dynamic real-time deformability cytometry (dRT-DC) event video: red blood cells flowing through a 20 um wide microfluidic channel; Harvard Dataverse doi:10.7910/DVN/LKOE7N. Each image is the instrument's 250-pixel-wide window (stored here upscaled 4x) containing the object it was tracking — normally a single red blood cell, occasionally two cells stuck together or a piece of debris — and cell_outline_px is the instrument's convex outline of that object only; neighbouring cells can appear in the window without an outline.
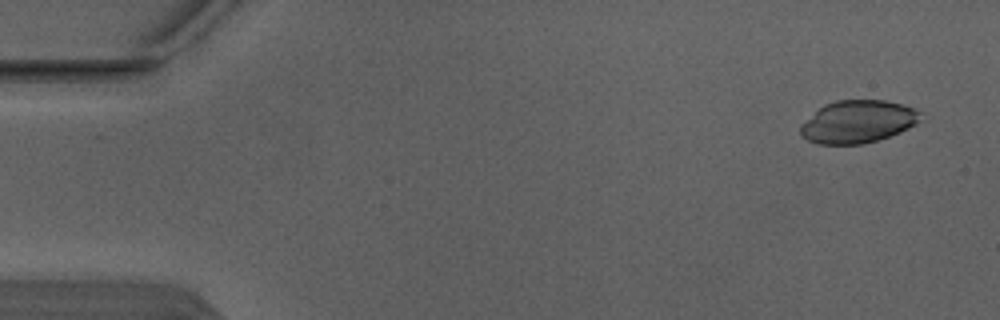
{"species": "Egyptian fruit bat (a non-hibernating species)", "species_latin": "Rousettus aegyptiacus", "temperature_condition": "warm", "stored_images_in_passage": 3, "camera_frame_rate_fps": 3000, "um_per_image_px": 0.085, "animal": {"sex": "male"}, "frame": {"image": 1, "passage_image": 1, "time_ms": 0.0, "image_size_px": [1000, 320], "cell_outline_px": [[920, 112], [916, 124], [900, 132], [876, 140], [860, 144], [816, 144], [800, 136], [800, 124], [824, 104], [836, 100], [884, 100], [916, 108]], "centroid_in_image_um": [72.86, 10.34], "position_along_channel_um": 12.1, "area_um2": 29.65}}